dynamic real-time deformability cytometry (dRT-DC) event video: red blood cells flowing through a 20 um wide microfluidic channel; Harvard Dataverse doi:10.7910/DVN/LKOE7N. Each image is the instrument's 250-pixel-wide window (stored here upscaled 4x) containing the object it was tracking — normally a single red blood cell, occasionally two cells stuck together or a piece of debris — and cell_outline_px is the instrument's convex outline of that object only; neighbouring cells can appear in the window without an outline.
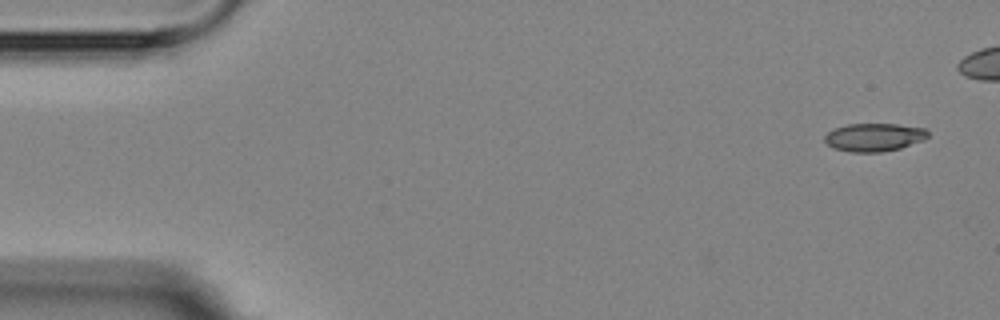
{"species": "Egyptian fruit bat (a non-hibernating species)", "species_latin": "Rousettus aegyptiacus", "temperature_condition": "room temperature", "stored_images_in_passage": 5, "camera_frame_rate_fps": 3000, "um_per_image_px": 0.085, "animal": {"sex": "female"}, "frame": {"image": 1, "passage_image": 1, "time_ms": 0.0, "image_size_px": [1000, 320], "cell_outline_px": [[928, 136], [924, 140], [900, 148], [880, 152], [852, 152], [832, 148], [824, 140], [824, 136], [832, 128], [848, 124], [896, 124], [924, 128], [928, 132]], "centroid_in_image_um": [74.27, 11.66], "position_along_channel_um": 10.7, "area_um2": 16.94}}